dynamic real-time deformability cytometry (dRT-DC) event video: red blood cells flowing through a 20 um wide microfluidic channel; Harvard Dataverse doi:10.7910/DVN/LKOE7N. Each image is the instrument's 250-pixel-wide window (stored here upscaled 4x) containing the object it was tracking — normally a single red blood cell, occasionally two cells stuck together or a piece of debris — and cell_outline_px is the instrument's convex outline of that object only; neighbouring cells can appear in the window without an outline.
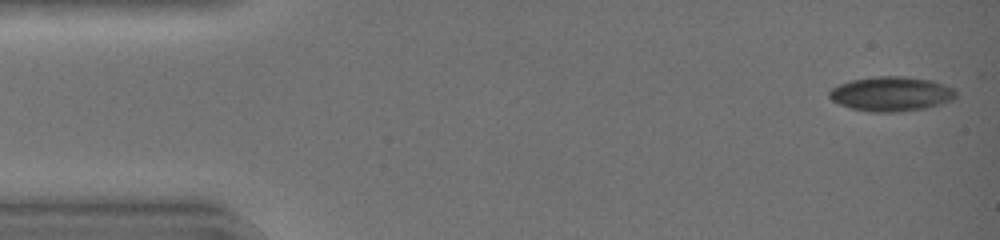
{"species": "common noctule bat (a hibernating species)", "species_latin": "Nyctalus noctula", "temperature_condition": "warm", "stored_images_in_passage": 42, "camera_frame_rate_fps": 3000, "um_per_image_px": 0.085, "animal": {"sex": "female", "body_mass_g": 19.0, "forearm_length_mm": 51.5}, "frame": {"image": 1, "passage_image": 1, "time_ms": 0.0, "image_size_px": [1000, 240], "cell_outline_px": [[956, 96], [952, 100], [940, 104], [924, 108], [896, 112], [872, 112], [852, 108], [840, 104], [832, 100], [828, 96], [828, 92], [832, 88], [840, 84], [852, 80], [876, 76], [904, 76], [932, 80], [944, 84], [952, 88], [956, 92]], "centroid_in_image_um": [75.75, 7.97], "position_along_channel_um": 9.2, "area_um2": 25.37}}
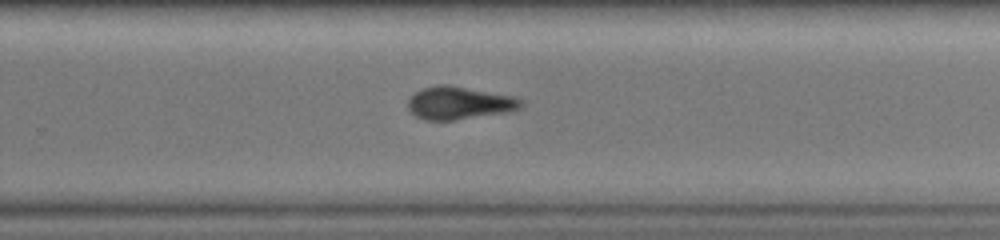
{"frame": {"image": 2, "passage_image": 28, "time_ms": 9.0, "image_size_px": [1000, 240], "cell_outline_px": [[524, 104], [520, 108], [512, 112], [452, 120], [424, 120], [416, 116], [408, 108], [408, 100], [416, 92], [424, 88], [436, 84], [448, 84], [516, 96], [524, 100]], "centroid_in_image_um": [39.11, 8.75], "position_along_channel_um": 290.7, "area_um2": 21.91}}
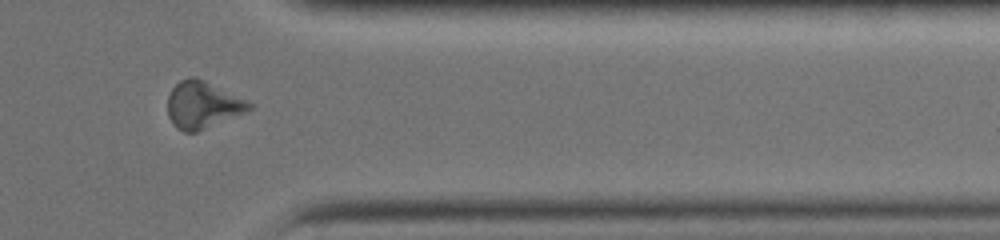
{"frame": {"image": 3, "passage_image": 35, "time_ms": 11.333, "image_size_px": [1000, 240], "cell_outline_px": [[256, 104], [248, 112], [196, 132], [184, 132], [176, 128], [172, 124], [168, 116], [168, 96], [172, 88], [180, 80], [188, 76], [196, 76], [248, 100]], "centroid_in_image_um": [17.25, 8.91], "position_along_channel_um": 394.1, "area_um2": 22.77}, "authors_computed_cell_mechanics": {"area_um2": 23.7847, "velocity_mm_per_s": 4.4712, "shape_relaxation_time_tau1_ms": 6.5418, "shape_relaxation_time_tau2_ms": 5.054, "deformation_change_tau1": 0.1593, "deformation_change_tau2": 0.1532}}